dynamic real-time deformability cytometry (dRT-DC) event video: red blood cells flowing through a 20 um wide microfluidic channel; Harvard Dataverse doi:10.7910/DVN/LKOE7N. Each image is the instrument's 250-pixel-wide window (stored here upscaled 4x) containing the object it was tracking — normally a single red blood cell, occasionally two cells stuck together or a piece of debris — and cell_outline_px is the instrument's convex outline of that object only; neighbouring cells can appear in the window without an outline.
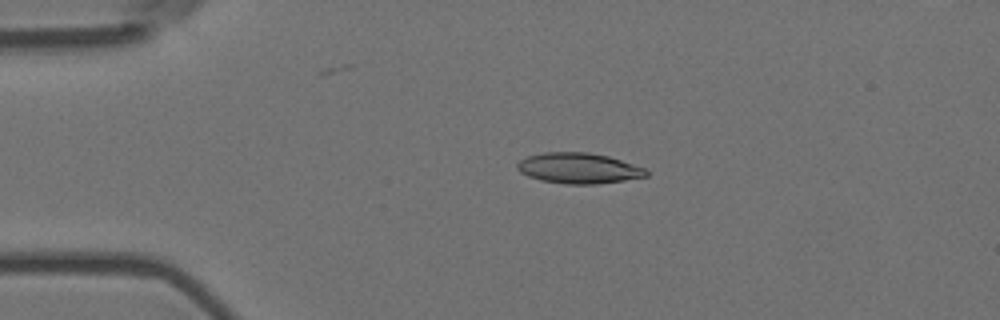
{"species": "Egyptian fruit bat (a non-hibernating species)", "species_latin": "Rousettus aegyptiacus", "temperature_condition": "room temperature", "stored_images_in_passage": 3, "camera_frame_rate_fps": 3000, "um_per_image_px": 0.085, "animal": {"sex": "female"}, "frame": {"image": 1, "passage_image": 2, "time_ms": 0.333, "image_size_px": [1000, 320], "cell_outline_px": [[648, 176], [624, 180], [596, 184], [568, 184], [540, 180], [528, 176], [520, 172], [516, 168], [516, 164], [520, 160], [528, 156], [544, 152], [588, 152], [608, 156], [644, 168], [648, 172]], "centroid_in_image_um": [49.15, 14.29], "position_along_channel_um": 35.8, "area_um2": 22.89}}